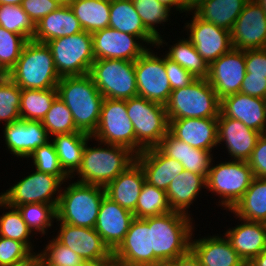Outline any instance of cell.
<instances>
[{
  "label": "cell",
  "mask_w": 266,
  "mask_h": 266,
  "mask_svg": "<svg viewBox=\"0 0 266 266\" xmlns=\"http://www.w3.org/2000/svg\"><path fill=\"white\" fill-rule=\"evenodd\" d=\"M82 31L79 20L75 17L71 7L60 6L35 25L33 40L46 43L50 40L71 36Z\"/></svg>",
  "instance_id": "obj_30"
},
{
  "label": "cell",
  "mask_w": 266,
  "mask_h": 266,
  "mask_svg": "<svg viewBox=\"0 0 266 266\" xmlns=\"http://www.w3.org/2000/svg\"><path fill=\"white\" fill-rule=\"evenodd\" d=\"M149 48L135 60L138 96L165 105L172 92L165 69V53Z\"/></svg>",
  "instance_id": "obj_13"
},
{
  "label": "cell",
  "mask_w": 266,
  "mask_h": 266,
  "mask_svg": "<svg viewBox=\"0 0 266 266\" xmlns=\"http://www.w3.org/2000/svg\"><path fill=\"white\" fill-rule=\"evenodd\" d=\"M27 40L0 26V66L7 72L16 65Z\"/></svg>",
  "instance_id": "obj_47"
},
{
  "label": "cell",
  "mask_w": 266,
  "mask_h": 266,
  "mask_svg": "<svg viewBox=\"0 0 266 266\" xmlns=\"http://www.w3.org/2000/svg\"><path fill=\"white\" fill-rule=\"evenodd\" d=\"M245 74L244 51L232 48L209 65L207 80L221 100L240 92Z\"/></svg>",
  "instance_id": "obj_16"
},
{
  "label": "cell",
  "mask_w": 266,
  "mask_h": 266,
  "mask_svg": "<svg viewBox=\"0 0 266 266\" xmlns=\"http://www.w3.org/2000/svg\"><path fill=\"white\" fill-rule=\"evenodd\" d=\"M50 139L54 145L61 168L71 179H74L75 173L81 166L84 147L88 140L92 141L91 135L83 132H74L57 134Z\"/></svg>",
  "instance_id": "obj_33"
},
{
  "label": "cell",
  "mask_w": 266,
  "mask_h": 266,
  "mask_svg": "<svg viewBox=\"0 0 266 266\" xmlns=\"http://www.w3.org/2000/svg\"><path fill=\"white\" fill-rule=\"evenodd\" d=\"M165 109L168 120L218 118L220 99L207 78H196L189 85L172 90Z\"/></svg>",
  "instance_id": "obj_6"
},
{
  "label": "cell",
  "mask_w": 266,
  "mask_h": 266,
  "mask_svg": "<svg viewBox=\"0 0 266 266\" xmlns=\"http://www.w3.org/2000/svg\"><path fill=\"white\" fill-rule=\"evenodd\" d=\"M89 141L83 150L81 166L75 173L79 175L78 182L105 187L136 161V154L127 147L100 141L98 147H91Z\"/></svg>",
  "instance_id": "obj_3"
},
{
  "label": "cell",
  "mask_w": 266,
  "mask_h": 266,
  "mask_svg": "<svg viewBox=\"0 0 266 266\" xmlns=\"http://www.w3.org/2000/svg\"><path fill=\"white\" fill-rule=\"evenodd\" d=\"M23 221L34 234L46 235L57 219L56 207L45 203L24 204L17 207ZM39 232V233H38Z\"/></svg>",
  "instance_id": "obj_42"
},
{
  "label": "cell",
  "mask_w": 266,
  "mask_h": 266,
  "mask_svg": "<svg viewBox=\"0 0 266 266\" xmlns=\"http://www.w3.org/2000/svg\"><path fill=\"white\" fill-rule=\"evenodd\" d=\"M0 207L3 210L9 209V211L3 212L2 216L0 215V236L20 241L34 252V245L30 240L33 233L23 221L18 208L6 204L1 198Z\"/></svg>",
  "instance_id": "obj_40"
},
{
  "label": "cell",
  "mask_w": 266,
  "mask_h": 266,
  "mask_svg": "<svg viewBox=\"0 0 266 266\" xmlns=\"http://www.w3.org/2000/svg\"><path fill=\"white\" fill-rule=\"evenodd\" d=\"M168 121V132L191 147L212 152L218 146V118H182Z\"/></svg>",
  "instance_id": "obj_23"
},
{
  "label": "cell",
  "mask_w": 266,
  "mask_h": 266,
  "mask_svg": "<svg viewBox=\"0 0 266 266\" xmlns=\"http://www.w3.org/2000/svg\"><path fill=\"white\" fill-rule=\"evenodd\" d=\"M5 147L17 158H28L38 147L50 141L41 121L19 120L3 126Z\"/></svg>",
  "instance_id": "obj_21"
},
{
  "label": "cell",
  "mask_w": 266,
  "mask_h": 266,
  "mask_svg": "<svg viewBox=\"0 0 266 266\" xmlns=\"http://www.w3.org/2000/svg\"><path fill=\"white\" fill-rule=\"evenodd\" d=\"M57 92L71 111L76 128L92 136L97 129L104 97L90 74L61 77Z\"/></svg>",
  "instance_id": "obj_1"
},
{
  "label": "cell",
  "mask_w": 266,
  "mask_h": 266,
  "mask_svg": "<svg viewBox=\"0 0 266 266\" xmlns=\"http://www.w3.org/2000/svg\"><path fill=\"white\" fill-rule=\"evenodd\" d=\"M52 237L47 241L46 247L39 251L42 255V262L60 266H80L83 263L84 260L80 255L60 243L54 236Z\"/></svg>",
  "instance_id": "obj_48"
},
{
  "label": "cell",
  "mask_w": 266,
  "mask_h": 266,
  "mask_svg": "<svg viewBox=\"0 0 266 266\" xmlns=\"http://www.w3.org/2000/svg\"><path fill=\"white\" fill-rule=\"evenodd\" d=\"M69 6L83 31L93 33L109 27L111 0H73Z\"/></svg>",
  "instance_id": "obj_36"
},
{
  "label": "cell",
  "mask_w": 266,
  "mask_h": 266,
  "mask_svg": "<svg viewBox=\"0 0 266 266\" xmlns=\"http://www.w3.org/2000/svg\"><path fill=\"white\" fill-rule=\"evenodd\" d=\"M34 170L13 186L10 185L5 192L0 193V198L12 207L45 203L57 208L64 182L58 176Z\"/></svg>",
  "instance_id": "obj_11"
},
{
  "label": "cell",
  "mask_w": 266,
  "mask_h": 266,
  "mask_svg": "<svg viewBox=\"0 0 266 266\" xmlns=\"http://www.w3.org/2000/svg\"><path fill=\"white\" fill-rule=\"evenodd\" d=\"M21 6L35 25L60 7L55 0H23Z\"/></svg>",
  "instance_id": "obj_50"
},
{
  "label": "cell",
  "mask_w": 266,
  "mask_h": 266,
  "mask_svg": "<svg viewBox=\"0 0 266 266\" xmlns=\"http://www.w3.org/2000/svg\"><path fill=\"white\" fill-rule=\"evenodd\" d=\"M161 4L165 5L170 10L174 9L179 11L180 13H183V0H157Z\"/></svg>",
  "instance_id": "obj_58"
},
{
  "label": "cell",
  "mask_w": 266,
  "mask_h": 266,
  "mask_svg": "<svg viewBox=\"0 0 266 266\" xmlns=\"http://www.w3.org/2000/svg\"><path fill=\"white\" fill-rule=\"evenodd\" d=\"M115 264V259H96L83 261L80 266H114Z\"/></svg>",
  "instance_id": "obj_57"
},
{
  "label": "cell",
  "mask_w": 266,
  "mask_h": 266,
  "mask_svg": "<svg viewBox=\"0 0 266 266\" xmlns=\"http://www.w3.org/2000/svg\"><path fill=\"white\" fill-rule=\"evenodd\" d=\"M27 159H31L35 169L39 172L53 174L58 176L63 182L72 179L63 171L59 163L54 145L47 142L45 145L38 147Z\"/></svg>",
  "instance_id": "obj_46"
},
{
  "label": "cell",
  "mask_w": 266,
  "mask_h": 266,
  "mask_svg": "<svg viewBox=\"0 0 266 266\" xmlns=\"http://www.w3.org/2000/svg\"><path fill=\"white\" fill-rule=\"evenodd\" d=\"M126 109L134 127L135 154L157 147L169 128L165 105L137 95L126 100Z\"/></svg>",
  "instance_id": "obj_7"
},
{
  "label": "cell",
  "mask_w": 266,
  "mask_h": 266,
  "mask_svg": "<svg viewBox=\"0 0 266 266\" xmlns=\"http://www.w3.org/2000/svg\"><path fill=\"white\" fill-rule=\"evenodd\" d=\"M248 163L254 177L266 179V133L259 136Z\"/></svg>",
  "instance_id": "obj_52"
},
{
  "label": "cell",
  "mask_w": 266,
  "mask_h": 266,
  "mask_svg": "<svg viewBox=\"0 0 266 266\" xmlns=\"http://www.w3.org/2000/svg\"><path fill=\"white\" fill-rule=\"evenodd\" d=\"M41 123L50 138L57 134L80 132L75 126L71 111L58 96Z\"/></svg>",
  "instance_id": "obj_43"
},
{
  "label": "cell",
  "mask_w": 266,
  "mask_h": 266,
  "mask_svg": "<svg viewBox=\"0 0 266 266\" xmlns=\"http://www.w3.org/2000/svg\"><path fill=\"white\" fill-rule=\"evenodd\" d=\"M23 0H0V5H21Z\"/></svg>",
  "instance_id": "obj_61"
},
{
  "label": "cell",
  "mask_w": 266,
  "mask_h": 266,
  "mask_svg": "<svg viewBox=\"0 0 266 266\" xmlns=\"http://www.w3.org/2000/svg\"><path fill=\"white\" fill-rule=\"evenodd\" d=\"M137 13L139 14L145 28L157 39L156 48L161 46H169L163 39L164 35H161L157 27L161 24H165L170 19V14H173L165 5L161 4L157 0H132ZM171 11V12H170ZM159 24V25H158ZM165 42V43H164ZM166 44V45H163Z\"/></svg>",
  "instance_id": "obj_39"
},
{
  "label": "cell",
  "mask_w": 266,
  "mask_h": 266,
  "mask_svg": "<svg viewBox=\"0 0 266 266\" xmlns=\"http://www.w3.org/2000/svg\"><path fill=\"white\" fill-rule=\"evenodd\" d=\"M203 188H206V178L203 175L183 170L173 179L166 190L167 200L172 211L191 215L188 209L199 197Z\"/></svg>",
  "instance_id": "obj_31"
},
{
  "label": "cell",
  "mask_w": 266,
  "mask_h": 266,
  "mask_svg": "<svg viewBox=\"0 0 266 266\" xmlns=\"http://www.w3.org/2000/svg\"><path fill=\"white\" fill-rule=\"evenodd\" d=\"M166 191L159 189L145 181L142 186L136 207L134 217L146 218L160 216L171 212Z\"/></svg>",
  "instance_id": "obj_41"
},
{
  "label": "cell",
  "mask_w": 266,
  "mask_h": 266,
  "mask_svg": "<svg viewBox=\"0 0 266 266\" xmlns=\"http://www.w3.org/2000/svg\"><path fill=\"white\" fill-rule=\"evenodd\" d=\"M95 141L121 145L135 153V132L126 109V100L104 98L96 131Z\"/></svg>",
  "instance_id": "obj_12"
},
{
  "label": "cell",
  "mask_w": 266,
  "mask_h": 266,
  "mask_svg": "<svg viewBox=\"0 0 266 266\" xmlns=\"http://www.w3.org/2000/svg\"><path fill=\"white\" fill-rule=\"evenodd\" d=\"M260 135V132L241 121L219 114L218 145L225 144V150L232 160L248 161Z\"/></svg>",
  "instance_id": "obj_22"
},
{
  "label": "cell",
  "mask_w": 266,
  "mask_h": 266,
  "mask_svg": "<svg viewBox=\"0 0 266 266\" xmlns=\"http://www.w3.org/2000/svg\"><path fill=\"white\" fill-rule=\"evenodd\" d=\"M20 102L21 88L7 76L0 82V123L7 125L21 120Z\"/></svg>",
  "instance_id": "obj_45"
},
{
  "label": "cell",
  "mask_w": 266,
  "mask_h": 266,
  "mask_svg": "<svg viewBox=\"0 0 266 266\" xmlns=\"http://www.w3.org/2000/svg\"><path fill=\"white\" fill-rule=\"evenodd\" d=\"M192 215L171 211L160 216L143 218L149 225L151 251L154 253V265L170 262L190 249L193 231Z\"/></svg>",
  "instance_id": "obj_2"
},
{
  "label": "cell",
  "mask_w": 266,
  "mask_h": 266,
  "mask_svg": "<svg viewBox=\"0 0 266 266\" xmlns=\"http://www.w3.org/2000/svg\"><path fill=\"white\" fill-rule=\"evenodd\" d=\"M165 69L171 89L183 88L192 83L196 78L178 63L165 56Z\"/></svg>",
  "instance_id": "obj_51"
},
{
  "label": "cell",
  "mask_w": 266,
  "mask_h": 266,
  "mask_svg": "<svg viewBox=\"0 0 266 266\" xmlns=\"http://www.w3.org/2000/svg\"><path fill=\"white\" fill-rule=\"evenodd\" d=\"M57 96V89H21V120L42 121Z\"/></svg>",
  "instance_id": "obj_38"
},
{
  "label": "cell",
  "mask_w": 266,
  "mask_h": 266,
  "mask_svg": "<svg viewBox=\"0 0 266 266\" xmlns=\"http://www.w3.org/2000/svg\"><path fill=\"white\" fill-rule=\"evenodd\" d=\"M134 218L131 211L122 208L106 195L103 197L95 223V231L112 253L124 241Z\"/></svg>",
  "instance_id": "obj_20"
},
{
  "label": "cell",
  "mask_w": 266,
  "mask_h": 266,
  "mask_svg": "<svg viewBox=\"0 0 266 266\" xmlns=\"http://www.w3.org/2000/svg\"><path fill=\"white\" fill-rule=\"evenodd\" d=\"M256 1V3L262 7L263 11L265 12L266 14V0H254Z\"/></svg>",
  "instance_id": "obj_63"
},
{
  "label": "cell",
  "mask_w": 266,
  "mask_h": 266,
  "mask_svg": "<svg viewBox=\"0 0 266 266\" xmlns=\"http://www.w3.org/2000/svg\"><path fill=\"white\" fill-rule=\"evenodd\" d=\"M177 41L168 47L165 56L189 71L195 78H207L209 65L199 55L191 41L185 37Z\"/></svg>",
  "instance_id": "obj_37"
},
{
  "label": "cell",
  "mask_w": 266,
  "mask_h": 266,
  "mask_svg": "<svg viewBox=\"0 0 266 266\" xmlns=\"http://www.w3.org/2000/svg\"><path fill=\"white\" fill-rule=\"evenodd\" d=\"M228 211L235 218L266 223V179L254 177L243 197Z\"/></svg>",
  "instance_id": "obj_34"
},
{
  "label": "cell",
  "mask_w": 266,
  "mask_h": 266,
  "mask_svg": "<svg viewBox=\"0 0 266 266\" xmlns=\"http://www.w3.org/2000/svg\"><path fill=\"white\" fill-rule=\"evenodd\" d=\"M114 266H124V265H121V264H119V263H116Z\"/></svg>",
  "instance_id": "obj_67"
},
{
  "label": "cell",
  "mask_w": 266,
  "mask_h": 266,
  "mask_svg": "<svg viewBox=\"0 0 266 266\" xmlns=\"http://www.w3.org/2000/svg\"><path fill=\"white\" fill-rule=\"evenodd\" d=\"M250 266H266V249L256 256L250 263Z\"/></svg>",
  "instance_id": "obj_60"
},
{
  "label": "cell",
  "mask_w": 266,
  "mask_h": 266,
  "mask_svg": "<svg viewBox=\"0 0 266 266\" xmlns=\"http://www.w3.org/2000/svg\"><path fill=\"white\" fill-rule=\"evenodd\" d=\"M192 20L185 23L183 29L199 55L210 65L233 46L231 32L225 28L206 22L192 12Z\"/></svg>",
  "instance_id": "obj_14"
},
{
  "label": "cell",
  "mask_w": 266,
  "mask_h": 266,
  "mask_svg": "<svg viewBox=\"0 0 266 266\" xmlns=\"http://www.w3.org/2000/svg\"><path fill=\"white\" fill-rule=\"evenodd\" d=\"M40 266H60V265H54V264H51L50 262H41Z\"/></svg>",
  "instance_id": "obj_66"
},
{
  "label": "cell",
  "mask_w": 266,
  "mask_h": 266,
  "mask_svg": "<svg viewBox=\"0 0 266 266\" xmlns=\"http://www.w3.org/2000/svg\"><path fill=\"white\" fill-rule=\"evenodd\" d=\"M92 38L95 60L135 61L148 49L138 36L123 33L110 27L93 32Z\"/></svg>",
  "instance_id": "obj_15"
},
{
  "label": "cell",
  "mask_w": 266,
  "mask_h": 266,
  "mask_svg": "<svg viewBox=\"0 0 266 266\" xmlns=\"http://www.w3.org/2000/svg\"><path fill=\"white\" fill-rule=\"evenodd\" d=\"M154 266H175V265L170 261V262H159Z\"/></svg>",
  "instance_id": "obj_65"
},
{
  "label": "cell",
  "mask_w": 266,
  "mask_h": 266,
  "mask_svg": "<svg viewBox=\"0 0 266 266\" xmlns=\"http://www.w3.org/2000/svg\"><path fill=\"white\" fill-rule=\"evenodd\" d=\"M214 159L206 178V190L220 198L217 203L225 207L223 210H231L251 185L254 174L248 161L230 159L215 165Z\"/></svg>",
  "instance_id": "obj_8"
},
{
  "label": "cell",
  "mask_w": 266,
  "mask_h": 266,
  "mask_svg": "<svg viewBox=\"0 0 266 266\" xmlns=\"http://www.w3.org/2000/svg\"><path fill=\"white\" fill-rule=\"evenodd\" d=\"M61 77L85 75L95 61L92 33L82 31L46 42Z\"/></svg>",
  "instance_id": "obj_9"
},
{
  "label": "cell",
  "mask_w": 266,
  "mask_h": 266,
  "mask_svg": "<svg viewBox=\"0 0 266 266\" xmlns=\"http://www.w3.org/2000/svg\"><path fill=\"white\" fill-rule=\"evenodd\" d=\"M241 224L223 233L246 264L266 249V223L238 219Z\"/></svg>",
  "instance_id": "obj_26"
},
{
  "label": "cell",
  "mask_w": 266,
  "mask_h": 266,
  "mask_svg": "<svg viewBox=\"0 0 266 266\" xmlns=\"http://www.w3.org/2000/svg\"><path fill=\"white\" fill-rule=\"evenodd\" d=\"M192 233L190 249L199 258L201 266H245L246 263L232 247L225 235L217 233L199 239H193Z\"/></svg>",
  "instance_id": "obj_25"
},
{
  "label": "cell",
  "mask_w": 266,
  "mask_h": 266,
  "mask_svg": "<svg viewBox=\"0 0 266 266\" xmlns=\"http://www.w3.org/2000/svg\"><path fill=\"white\" fill-rule=\"evenodd\" d=\"M145 181L143 168L135 161L104 187L106 196L117 202L122 208L134 213Z\"/></svg>",
  "instance_id": "obj_29"
},
{
  "label": "cell",
  "mask_w": 266,
  "mask_h": 266,
  "mask_svg": "<svg viewBox=\"0 0 266 266\" xmlns=\"http://www.w3.org/2000/svg\"><path fill=\"white\" fill-rule=\"evenodd\" d=\"M42 262V255L41 252L37 253L32 252L31 254H29L26 258L14 262L12 265L9 266H40Z\"/></svg>",
  "instance_id": "obj_56"
},
{
  "label": "cell",
  "mask_w": 266,
  "mask_h": 266,
  "mask_svg": "<svg viewBox=\"0 0 266 266\" xmlns=\"http://www.w3.org/2000/svg\"><path fill=\"white\" fill-rule=\"evenodd\" d=\"M116 263L124 266H154L150 229L143 218H134L124 241L113 252Z\"/></svg>",
  "instance_id": "obj_18"
},
{
  "label": "cell",
  "mask_w": 266,
  "mask_h": 266,
  "mask_svg": "<svg viewBox=\"0 0 266 266\" xmlns=\"http://www.w3.org/2000/svg\"><path fill=\"white\" fill-rule=\"evenodd\" d=\"M230 32L235 49L244 51L266 48V14L262 7L256 1L249 0Z\"/></svg>",
  "instance_id": "obj_17"
},
{
  "label": "cell",
  "mask_w": 266,
  "mask_h": 266,
  "mask_svg": "<svg viewBox=\"0 0 266 266\" xmlns=\"http://www.w3.org/2000/svg\"><path fill=\"white\" fill-rule=\"evenodd\" d=\"M205 0H183V12L190 14L189 12L195 11Z\"/></svg>",
  "instance_id": "obj_59"
},
{
  "label": "cell",
  "mask_w": 266,
  "mask_h": 266,
  "mask_svg": "<svg viewBox=\"0 0 266 266\" xmlns=\"http://www.w3.org/2000/svg\"><path fill=\"white\" fill-rule=\"evenodd\" d=\"M0 26L27 41L33 40L35 34V24L21 5H0Z\"/></svg>",
  "instance_id": "obj_44"
},
{
  "label": "cell",
  "mask_w": 266,
  "mask_h": 266,
  "mask_svg": "<svg viewBox=\"0 0 266 266\" xmlns=\"http://www.w3.org/2000/svg\"><path fill=\"white\" fill-rule=\"evenodd\" d=\"M220 113L241 121L261 134L266 133V99L240 92L231 94L220 100Z\"/></svg>",
  "instance_id": "obj_24"
},
{
  "label": "cell",
  "mask_w": 266,
  "mask_h": 266,
  "mask_svg": "<svg viewBox=\"0 0 266 266\" xmlns=\"http://www.w3.org/2000/svg\"><path fill=\"white\" fill-rule=\"evenodd\" d=\"M157 148L167 157L182 164L184 170L208 176L213 153L208 150L191 147L184 141L172 136L169 132L162 138Z\"/></svg>",
  "instance_id": "obj_27"
},
{
  "label": "cell",
  "mask_w": 266,
  "mask_h": 266,
  "mask_svg": "<svg viewBox=\"0 0 266 266\" xmlns=\"http://www.w3.org/2000/svg\"><path fill=\"white\" fill-rule=\"evenodd\" d=\"M136 161L143 168L146 182L166 191L184 167L177 160L165 156L157 147L149 148L136 155Z\"/></svg>",
  "instance_id": "obj_28"
},
{
  "label": "cell",
  "mask_w": 266,
  "mask_h": 266,
  "mask_svg": "<svg viewBox=\"0 0 266 266\" xmlns=\"http://www.w3.org/2000/svg\"><path fill=\"white\" fill-rule=\"evenodd\" d=\"M60 6H69L73 0H55Z\"/></svg>",
  "instance_id": "obj_62"
},
{
  "label": "cell",
  "mask_w": 266,
  "mask_h": 266,
  "mask_svg": "<svg viewBox=\"0 0 266 266\" xmlns=\"http://www.w3.org/2000/svg\"><path fill=\"white\" fill-rule=\"evenodd\" d=\"M60 223V224H59ZM55 238L86 260L114 259L95 228L79 227L58 221Z\"/></svg>",
  "instance_id": "obj_19"
},
{
  "label": "cell",
  "mask_w": 266,
  "mask_h": 266,
  "mask_svg": "<svg viewBox=\"0 0 266 266\" xmlns=\"http://www.w3.org/2000/svg\"><path fill=\"white\" fill-rule=\"evenodd\" d=\"M62 187L56 208L57 221L79 227L95 228L101 201L106 195L100 185L68 182Z\"/></svg>",
  "instance_id": "obj_5"
},
{
  "label": "cell",
  "mask_w": 266,
  "mask_h": 266,
  "mask_svg": "<svg viewBox=\"0 0 266 266\" xmlns=\"http://www.w3.org/2000/svg\"><path fill=\"white\" fill-rule=\"evenodd\" d=\"M249 0H205L194 13L206 22L232 30Z\"/></svg>",
  "instance_id": "obj_35"
},
{
  "label": "cell",
  "mask_w": 266,
  "mask_h": 266,
  "mask_svg": "<svg viewBox=\"0 0 266 266\" xmlns=\"http://www.w3.org/2000/svg\"><path fill=\"white\" fill-rule=\"evenodd\" d=\"M8 77L21 89H57L60 76L46 43L28 40Z\"/></svg>",
  "instance_id": "obj_4"
},
{
  "label": "cell",
  "mask_w": 266,
  "mask_h": 266,
  "mask_svg": "<svg viewBox=\"0 0 266 266\" xmlns=\"http://www.w3.org/2000/svg\"><path fill=\"white\" fill-rule=\"evenodd\" d=\"M109 27L138 36L146 46L156 47L157 39L145 28L132 0H111Z\"/></svg>",
  "instance_id": "obj_32"
},
{
  "label": "cell",
  "mask_w": 266,
  "mask_h": 266,
  "mask_svg": "<svg viewBox=\"0 0 266 266\" xmlns=\"http://www.w3.org/2000/svg\"><path fill=\"white\" fill-rule=\"evenodd\" d=\"M246 73L266 78V48L244 50Z\"/></svg>",
  "instance_id": "obj_53"
},
{
  "label": "cell",
  "mask_w": 266,
  "mask_h": 266,
  "mask_svg": "<svg viewBox=\"0 0 266 266\" xmlns=\"http://www.w3.org/2000/svg\"><path fill=\"white\" fill-rule=\"evenodd\" d=\"M8 76V73L0 66V82Z\"/></svg>",
  "instance_id": "obj_64"
},
{
  "label": "cell",
  "mask_w": 266,
  "mask_h": 266,
  "mask_svg": "<svg viewBox=\"0 0 266 266\" xmlns=\"http://www.w3.org/2000/svg\"><path fill=\"white\" fill-rule=\"evenodd\" d=\"M240 93L266 99V78L246 73L241 84Z\"/></svg>",
  "instance_id": "obj_54"
},
{
  "label": "cell",
  "mask_w": 266,
  "mask_h": 266,
  "mask_svg": "<svg viewBox=\"0 0 266 266\" xmlns=\"http://www.w3.org/2000/svg\"><path fill=\"white\" fill-rule=\"evenodd\" d=\"M89 74L104 98L127 100L138 95L135 61L98 59Z\"/></svg>",
  "instance_id": "obj_10"
},
{
  "label": "cell",
  "mask_w": 266,
  "mask_h": 266,
  "mask_svg": "<svg viewBox=\"0 0 266 266\" xmlns=\"http://www.w3.org/2000/svg\"><path fill=\"white\" fill-rule=\"evenodd\" d=\"M175 266H201L199 258L189 249L185 254L171 261Z\"/></svg>",
  "instance_id": "obj_55"
},
{
  "label": "cell",
  "mask_w": 266,
  "mask_h": 266,
  "mask_svg": "<svg viewBox=\"0 0 266 266\" xmlns=\"http://www.w3.org/2000/svg\"><path fill=\"white\" fill-rule=\"evenodd\" d=\"M31 253L24 243L0 236V266L12 265Z\"/></svg>",
  "instance_id": "obj_49"
}]
</instances>
